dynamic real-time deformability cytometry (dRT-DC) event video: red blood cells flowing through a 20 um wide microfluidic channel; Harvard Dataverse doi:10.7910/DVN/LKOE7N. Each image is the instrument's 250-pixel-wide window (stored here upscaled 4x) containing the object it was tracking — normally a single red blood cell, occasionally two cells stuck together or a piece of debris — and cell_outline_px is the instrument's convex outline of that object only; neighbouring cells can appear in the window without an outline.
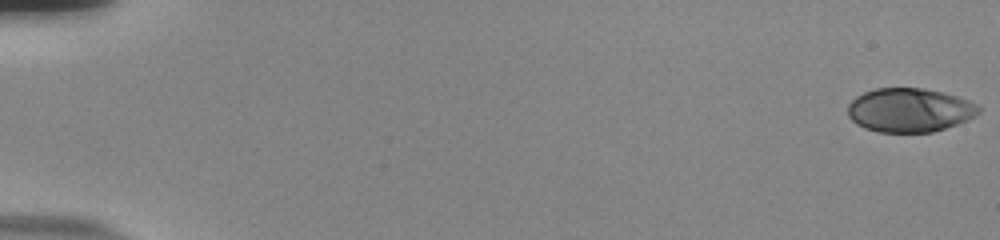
{"species": "human", "species_latin": "Homo sapiens", "temperature_condition": "room temperature", "stored_images_in_passage": 56, "camera_frame_rate_fps": 3000, "um_per_image_px": 0.085, "donor": {"sex": "male"}, "frame": {"image": 1, "passage_image": 1, "time_ms": 0.0, "image_size_px": [1000, 240], "cell_outline_px": [[980, 112], [976, 116], [956, 124], [932, 132], [876, 132], [864, 128], [856, 124], [848, 116], [848, 104], [856, 96], [864, 92], [876, 88], [924, 88], [956, 96], [968, 100], [976, 104], [980, 108]], "centroid_in_image_um": [77.28, 9.36], "position_along_channel_um": 7.7, "area_um2": 33.47}}
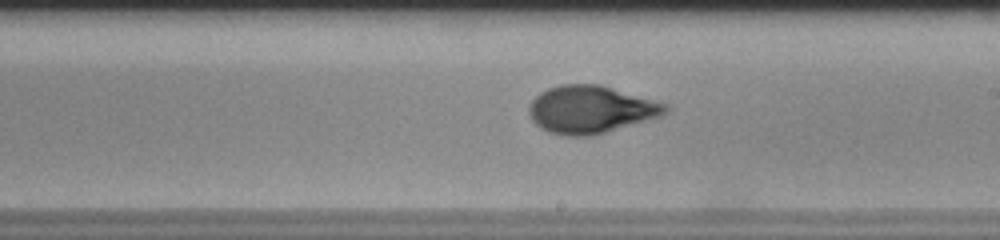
{"frame": {"image": 2, "passage_image": 34, "time_ms": 11.0, "image_size_px": [1000, 240], "cell_outline_px": [[668, 108], [660, 116], [604, 132], [588, 136], [568, 136], [548, 132], [540, 128], [532, 120], [528, 112], [528, 108], [532, 100], [540, 92], [548, 88], [560, 84], [600, 84], [668, 104]], "centroid_in_image_um": [50.16, 9.29], "position_along_channel_um": 238.8, "area_um2": 37.51}}
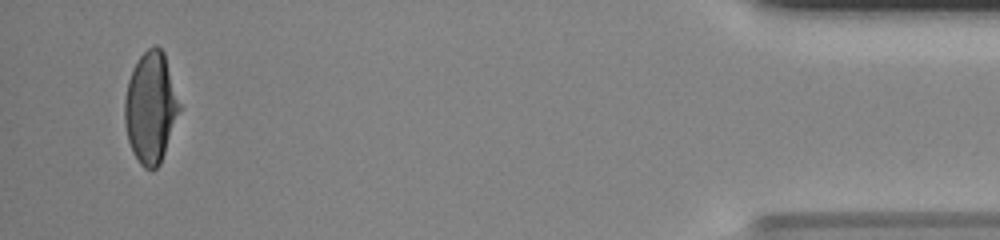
{"frame": {"image": 3, "passage_image": 54, "time_ms": 17.667, "image_size_px": [1000, 240], "cell_outline_px": [[180, 108], [160, 164], [152, 172], [144, 168], [140, 164], [132, 152], [128, 140], [124, 120], [124, 100], [128, 80], [140, 56], [148, 48], [156, 44], [164, 52], [180, 104]], "centroid_in_image_um": [12.79, 9.16], "position_along_channel_um": 422.4, "area_um2": 35.14}, "authors_computed_cell_mechanics": {"area_um2": 35.9805, "velocity_mm_per_s": 3.7802, "shape_relaxation_time_tau1_ms": 5.5083, "shape_relaxation_time_tau2_ms": 0.7809, "deformation_change_tau1": 0.2006, "deformation_change_tau2": 0.0472}}